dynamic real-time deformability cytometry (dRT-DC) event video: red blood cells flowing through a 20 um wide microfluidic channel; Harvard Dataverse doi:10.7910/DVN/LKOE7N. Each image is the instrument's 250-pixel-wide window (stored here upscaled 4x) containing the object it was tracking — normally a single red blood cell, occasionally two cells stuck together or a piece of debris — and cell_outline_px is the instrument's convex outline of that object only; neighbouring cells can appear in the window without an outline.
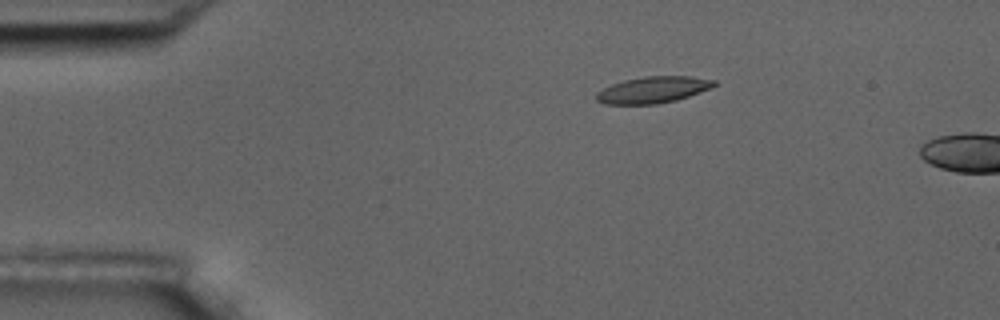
{"species": "common noctule bat (a hibernating species)", "species_latin": "Nyctalus noctula", "temperature_condition": "room temperature", "stored_images_in_passage": 6, "segment_of_instrument_passage": [1, 2], "camera_frame_rate_fps": 3000, "um_per_image_px": 0.085, "animal": {"sex": "male", "body_mass_g": 17.5, "forearm_length_mm": 52.3}, "frame": {"image": 1, "passage_image": 4, "time_ms": 3.333, "image_size_px": [1000, 320], "cell_outline_px": [[716, 84], [712, 88], [676, 100], [656, 104], [604, 104], [596, 100], [596, 92], [612, 84], [624, 80], [644, 76], [692, 76], [716, 80]], "centroid_in_image_um": [55.51, 7.63], "position_along_channel_um": 29.5, "area_um2": 18.21}}